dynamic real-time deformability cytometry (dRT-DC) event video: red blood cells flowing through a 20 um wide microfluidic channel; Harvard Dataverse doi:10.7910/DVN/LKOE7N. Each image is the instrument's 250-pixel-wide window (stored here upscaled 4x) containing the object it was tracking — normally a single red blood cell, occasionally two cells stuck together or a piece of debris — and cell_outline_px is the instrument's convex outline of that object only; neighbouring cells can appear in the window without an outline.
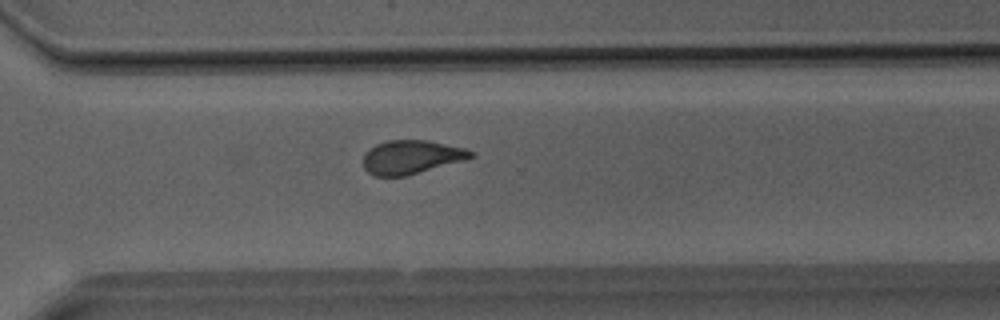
{"species": "Egyptian fruit bat (a non-hibernating species)", "species_latin": "Rousettus aegyptiacus", "temperature_condition": "room temperature", "stored_images_in_passage": 26, "camera_frame_rate_fps": 3000, "um_per_image_px": 0.085, "animal": {"sex": "male"}, "frame": {"image": 1, "passage_image": 22, "time_ms": 7.0, "image_size_px": [1000, 320], "cell_outline_px": [[476, 156], [468, 160], [404, 176], [376, 176], [368, 172], [364, 168], [364, 152], [368, 148], [376, 144], [388, 140], [428, 140], [464, 148], [476, 152]], "centroid_in_image_um": [35.0, 13.34], "position_along_channel_um": 335.6, "area_um2": 21.39}}